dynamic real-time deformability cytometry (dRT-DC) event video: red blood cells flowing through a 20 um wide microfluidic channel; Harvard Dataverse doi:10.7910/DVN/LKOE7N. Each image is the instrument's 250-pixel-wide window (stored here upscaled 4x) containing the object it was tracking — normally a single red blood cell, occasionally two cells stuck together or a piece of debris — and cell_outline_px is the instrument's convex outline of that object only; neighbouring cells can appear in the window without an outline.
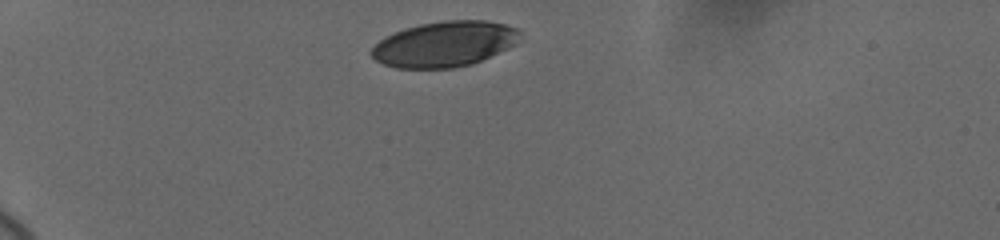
{"species": "human", "species_latin": "Homo sapiens", "temperature_condition": "cold", "stored_images_in_passage": 33, "camera_frame_rate_fps": 3000, "um_per_image_px": 0.085, "donor": {"sex": "female"}, "frame": {"image": 1, "passage_image": 1, "time_ms": 0.0, "image_size_px": [1000, 240], "cell_outline_px": [[520, 32], [516, 44], [508, 48], [472, 64], [452, 68], [396, 68], [384, 64], [376, 60], [372, 56], [372, 48], [384, 36], [404, 28], [420, 24], [444, 20], [484, 20], [504, 24], [520, 28]], "centroid_in_image_um": [37.79, 3.74], "position_along_channel_um": 47.2, "area_um2": 39.3}}
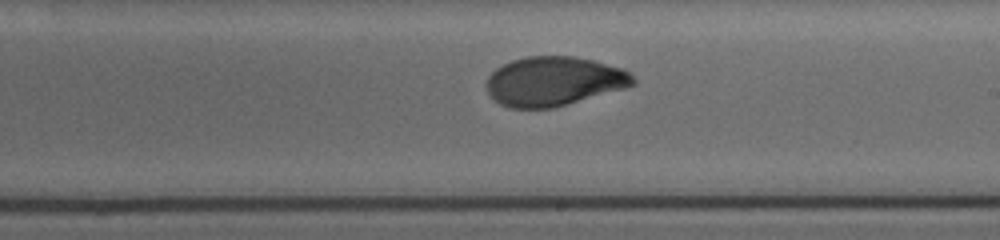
{"frame": {"image": 2, "passage_image": 18, "time_ms": 6.667, "image_size_px": [1000, 240], "cell_outline_px": [[636, 84], [624, 88], [552, 108], [508, 108], [500, 104], [488, 92], [488, 76], [496, 68], [512, 60], [528, 56], [572, 56], [592, 60], [624, 68], [636, 80]], "centroid_in_image_um": [47.09, 6.9], "position_along_channel_um": 241.9, "area_um2": 41.73}}
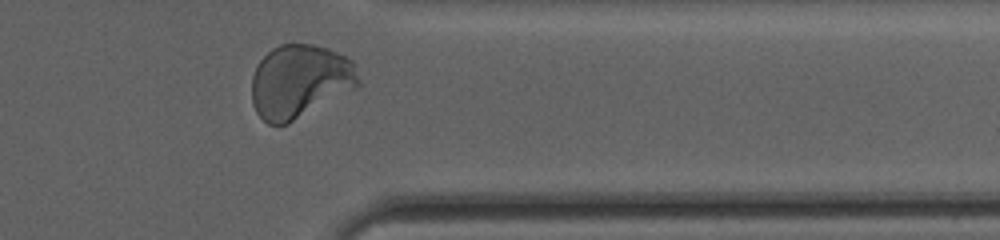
{"frame": {"image": 3, "passage_image": 31, "time_ms": 10.667, "image_size_px": [1000, 240], "cell_outline_px": [[360, 84], [356, 88], [288, 124], [268, 124], [256, 112], [252, 104], [252, 76], [256, 64], [272, 48], [280, 44], [312, 44], [328, 48], [352, 60], [360, 80]], "centroid_in_image_um": [25.47, 6.91], "position_along_channel_um": 385.9, "area_um2": 45.78}, "authors_computed_cell_mechanics": {"area_um2": 42.5408, "velocity_mm_per_s": 3.651, "shape_relaxation_time_tau1_ms": 3.632, "shape_relaxation_time_tau2_ms": 0.8186, "deformation_change_tau1": 0.1584, "deformation_change_tau2": 0.0466}}